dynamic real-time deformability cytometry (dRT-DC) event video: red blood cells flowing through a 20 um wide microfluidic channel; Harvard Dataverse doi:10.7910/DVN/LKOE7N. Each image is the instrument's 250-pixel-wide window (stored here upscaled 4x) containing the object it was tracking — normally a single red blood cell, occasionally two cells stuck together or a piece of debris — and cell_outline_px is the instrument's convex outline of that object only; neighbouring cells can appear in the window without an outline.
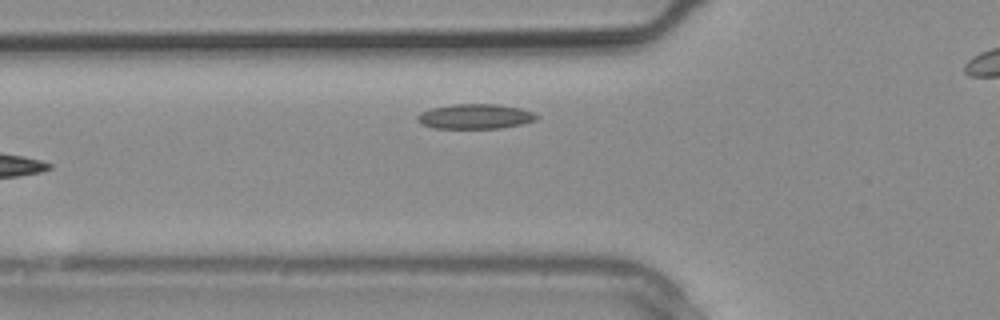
{"species": "common noctule bat (a hibernating species)", "species_latin": "Nyctalus noctula", "temperature_condition": "warm", "stored_images_in_passage": 3, "camera_frame_rate_fps": 3000, "um_per_image_px": 0.085, "animal": {"sex": "male", "body_mass_g": 20.4}, "frame": {"image": 1, "passage_image": 2, "time_ms": 0.333, "image_size_px": [1000, 320], "cell_outline_px": [[536, 120], [520, 124], [500, 128], [432, 128], [420, 124], [416, 120], [416, 116], [420, 112], [432, 108], [452, 104], [496, 104], [520, 108], [532, 112], [536, 116]], "centroid_in_image_um": [40.31, 9.9], "position_along_channel_um": 85.5, "area_um2": 17.22}}